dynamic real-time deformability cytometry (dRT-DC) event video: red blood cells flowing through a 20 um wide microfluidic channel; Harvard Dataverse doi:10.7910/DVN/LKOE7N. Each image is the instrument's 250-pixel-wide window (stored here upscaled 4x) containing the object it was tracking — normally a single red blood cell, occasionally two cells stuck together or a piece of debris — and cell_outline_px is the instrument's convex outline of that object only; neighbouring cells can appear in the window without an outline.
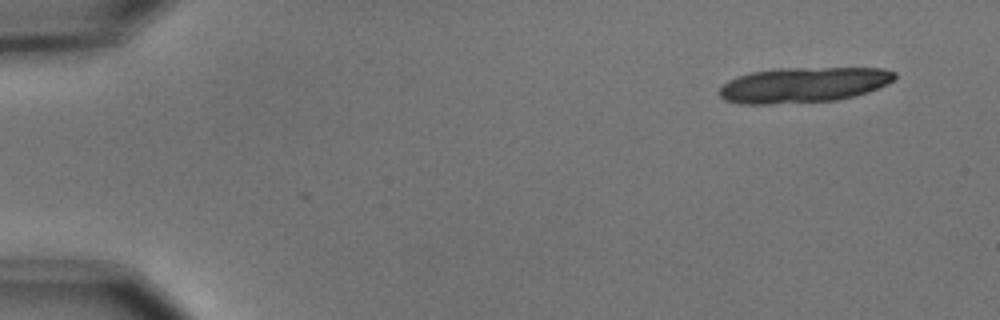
{"species": "common noctule bat (a hibernating species)", "species_latin": "Nyctalus noctula", "temperature_condition": "cold", "stored_images_in_passage": 6, "segment_of_instrument_passage": [2, 2], "camera_frame_rate_fps": 3000, "um_per_image_px": 0.085, "animal": {"sex": "male", "body_mass_g": 15.6}, "frame": {"image": 1, "passage_image": 6, "time_ms": 1.667, "image_size_px": [1000, 320], "cell_outline_px": [[896, 76], [892, 80], [868, 92], [836, 100], [772, 104], [740, 104], [724, 100], [720, 96], [720, 88], [728, 80], [736, 76], [752, 72], [776, 68], [884, 68], [896, 72]], "centroid_in_image_um": [68.25, 7.21], "position_along_channel_um": 16.8, "area_um2": 36.01}}